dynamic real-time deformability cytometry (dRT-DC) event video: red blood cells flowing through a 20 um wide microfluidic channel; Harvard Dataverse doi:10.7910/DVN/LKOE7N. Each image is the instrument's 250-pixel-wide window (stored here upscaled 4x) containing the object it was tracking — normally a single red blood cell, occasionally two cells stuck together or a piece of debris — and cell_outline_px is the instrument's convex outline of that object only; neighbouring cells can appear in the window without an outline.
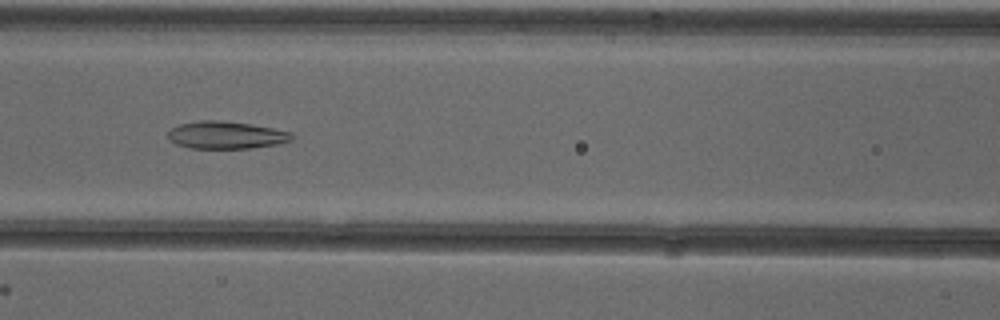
{"species": "common noctule bat (a hibernating species)", "species_latin": "Nyctalus noctula", "temperature_condition": "cold", "stored_images_in_passage": 53, "camera_frame_rate_fps": 3000, "um_per_image_px": 0.085, "animal": {"sex": "female"}, "frame": {"image": 1, "passage_image": 24, "time_ms": 7.667, "image_size_px": [1000, 320], "cell_outline_px": [[296, 136], [292, 140], [276, 144], [252, 148], [192, 148], [176, 144], [168, 136], [168, 132], [172, 128], [180, 124], [200, 120], [220, 120], [252, 124], [292, 132]], "centroid_in_image_um": [19.26, 11.47], "position_along_channel_um": 147.3, "area_um2": 19.77}}
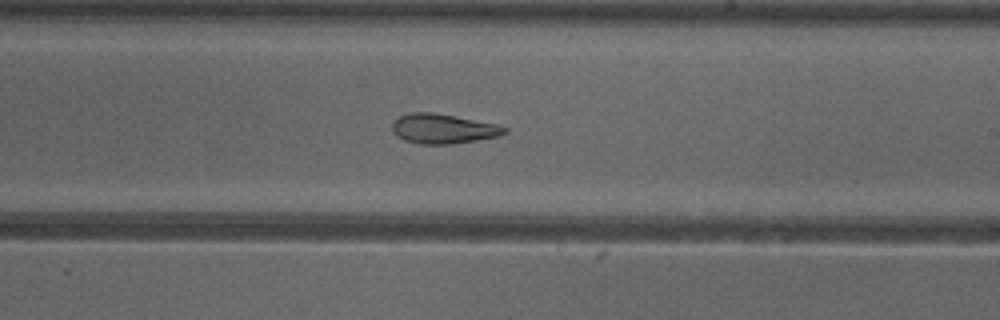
{"frame": {"image": 2, "passage_image": 32, "time_ms": 10.333, "image_size_px": [1000, 320], "cell_outline_px": [[508, 132], [500, 136], [452, 144], [420, 144], [404, 140], [392, 132], [392, 120], [408, 112], [432, 112], [496, 124], [508, 128]], "centroid_in_image_um": [37.64, 10.94], "position_along_channel_um": 251.4, "area_um2": 19.48}}
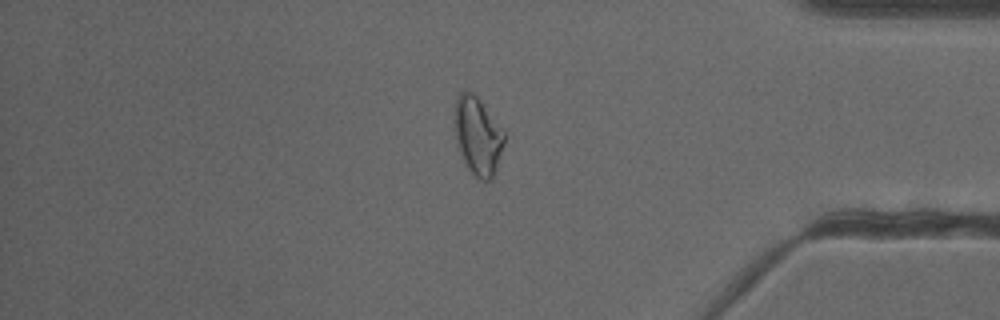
{"frame": {"image": 3, "passage_image": 45, "time_ms": 14.667, "image_size_px": [1000, 320], "cell_outline_px": [[504, 144], [492, 180], [480, 180], [468, 168], [456, 144], [452, 128], [452, 120], [456, 96], [460, 92], [472, 92], [476, 96], [504, 128]], "centroid_in_image_um": [40.57, 11.51], "position_along_channel_um": 394.6, "area_um2": 23.0}, "authors_computed_cell_mechanics": {"area_um2": 23.0044, "velocity_mm_per_s": 3.9088, "shape_relaxation_time_tau1_ms": null, "shape_relaxation_time_tau2_ms": 3.509, "deformation_change_tau1": null, "deformation_change_tau2": 0.1156}}